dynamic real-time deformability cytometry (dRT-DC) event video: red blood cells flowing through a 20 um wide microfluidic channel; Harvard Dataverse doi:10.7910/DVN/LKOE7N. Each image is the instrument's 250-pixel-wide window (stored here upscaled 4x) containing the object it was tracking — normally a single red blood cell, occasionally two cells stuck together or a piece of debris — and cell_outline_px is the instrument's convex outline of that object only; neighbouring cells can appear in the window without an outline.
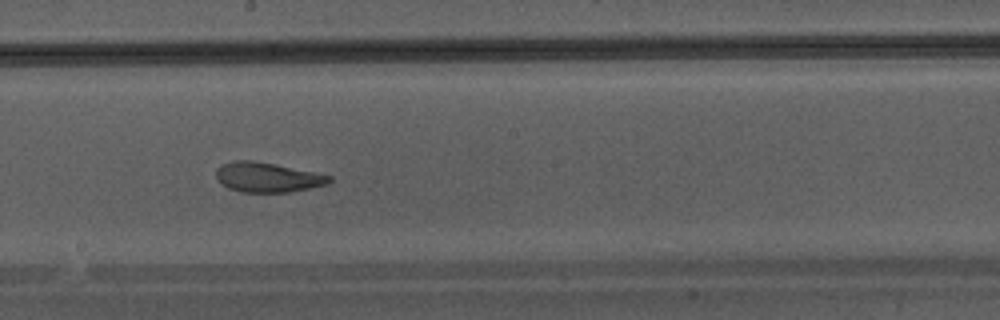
{"species": "Egyptian fruit bat (a non-hibernating species)", "species_latin": "Rousettus aegyptiacus", "temperature_condition": "warm", "stored_images_in_passage": 46, "camera_frame_rate_fps": 3000, "um_per_image_px": 0.085, "animal": {"sex": "male"}, "frame": {"image": 1, "passage_image": 27, "time_ms": 8.667, "image_size_px": [1000, 320], "cell_outline_px": [[332, 180], [328, 184], [288, 192], [244, 192], [228, 188], [216, 176], [216, 168], [220, 164], [236, 160], [252, 160], [276, 164], [332, 176]], "centroid_in_image_um": [22.73, 15.06], "position_along_channel_um": 225.5, "area_um2": 19.48}}